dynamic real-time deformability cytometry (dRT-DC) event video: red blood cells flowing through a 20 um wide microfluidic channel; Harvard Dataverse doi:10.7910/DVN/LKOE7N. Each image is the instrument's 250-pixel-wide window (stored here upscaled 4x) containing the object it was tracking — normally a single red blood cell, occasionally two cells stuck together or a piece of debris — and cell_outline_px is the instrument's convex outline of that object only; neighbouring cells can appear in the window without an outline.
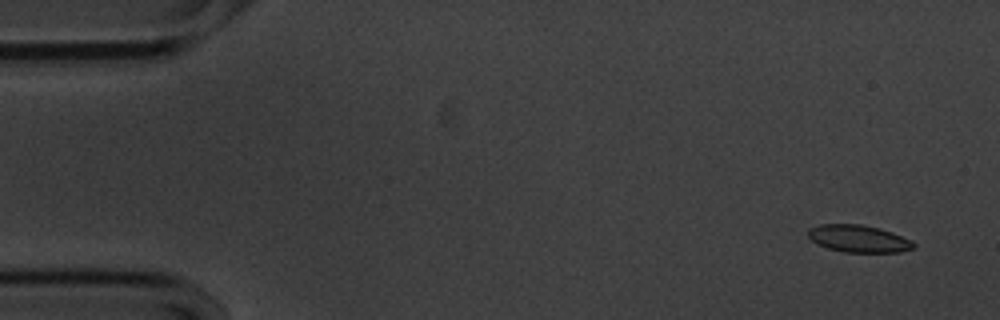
{"species": "common noctule bat (a hibernating species)", "species_latin": "Nyctalus noctula", "temperature_condition": "cold", "stored_images_in_passage": 56, "camera_frame_rate_fps": 3000, "um_per_image_px": 0.085, "animal": {"sex": "male", "body_mass_g": 20.1, "forearm_length_mm": 53.5}, "frame": {"image": 1, "passage_image": 3, "time_ms": 0.667, "image_size_px": [1000, 320], "cell_outline_px": [[916, 248], [900, 252], [844, 252], [828, 248], [816, 244], [808, 236], [808, 228], [820, 224], [860, 224], [880, 228], [892, 232], [912, 240], [916, 244]], "centroid_in_image_um": [73.0, 20.28], "position_along_channel_um": 12.0, "area_um2": 16.94}}
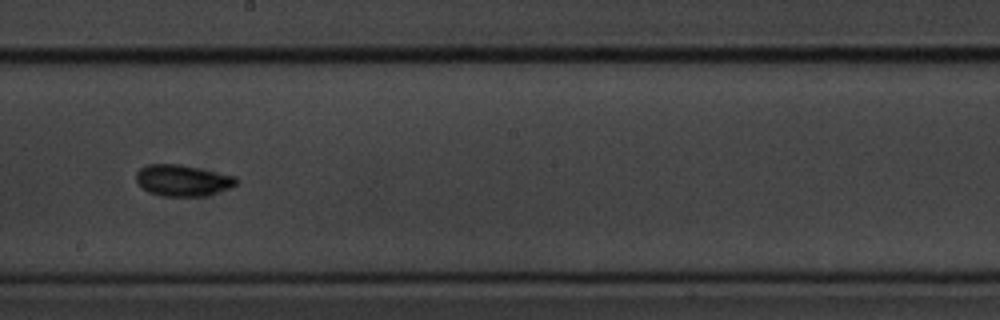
{"frame": {"image": 2, "passage_image": 31, "time_ms": 10.0, "image_size_px": [1000, 320], "cell_outline_px": [[240, 180], [232, 188], [204, 196], [160, 196], [148, 192], [136, 180], [136, 172], [140, 168], [148, 164], [180, 164], [236, 176]], "centroid_in_image_um": [15.55, 15.33], "position_along_channel_um": 232.6, "area_um2": 18.38}}
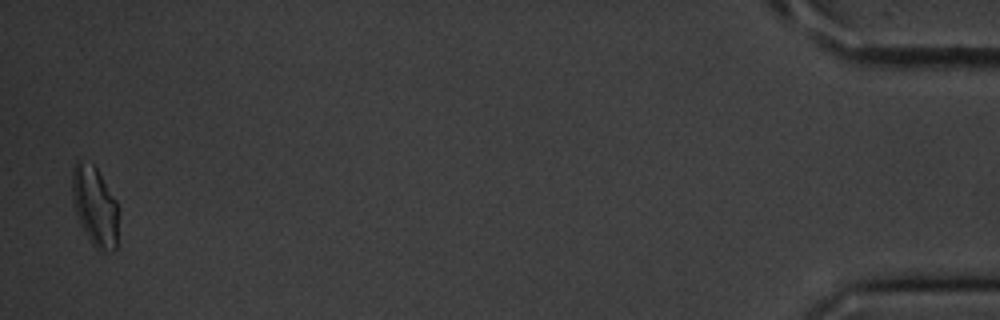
{"frame": {"image": 3, "passage_image": 55, "time_ms": 18.0, "image_size_px": [1000, 320], "cell_outline_px": [[120, 208], [116, 248], [112, 252], [100, 252], [92, 244], [84, 232], [80, 224], [72, 204], [72, 168], [76, 160], [80, 160], [92, 164], [96, 168], [116, 200]], "centroid_in_image_um": [8.08, 17.57], "position_along_channel_um": 427.1, "area_um2": 22.02}, "authors_computed_cell_mechanics": {"area_um2": 17.34, "velocity_mm_per_s": 3.5552, "shape_relaxation_time_tau1_ms": 3.4085, "shape_relaxation_time_tau2_ms": 1.4815, "deformation_change_tau1": 0.0877, "deformation_change_tau2": 0.0587}}